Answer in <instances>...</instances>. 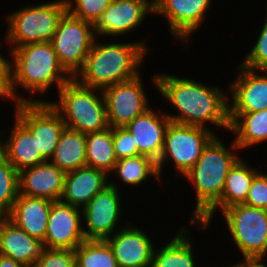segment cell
I'll list each match as a JSON object with an SVG mask.
<instances>
[{
	"label": "cell",
	"mask_w": 267,
	"mask_h": 267,
	"mask_svg": "<svg viewBox=\"0 0 267 267\" xmlns=\"http://www.w3.org/2000/svg\"><path fill=\"white\" fill-rule=\"evenodd\" d=\"M153 85L169 105L178 111L167 114L172 122L210 129L206 123L229 131V96L215 85L180 78L169 73H156ZM225 92V93H224Z\"/></svg>",
	"instance_id": "cell-1"
},
{
	"label": "cell",
	"mask_w": 267,
	"mask_h": 267,
	"mask_svg": "<svg viewBox=\"0 0 267 267\" xmlns=\"http://www.w3.org/2000/svg\"><path fill=\"white\" fill-rule=\"evenodd\" d=\"M97 39L92 44L84 66L74 77L80 84L103 90L134 79L141 73L139 68L150 51L146 41L107 44Z\"/></svg>",
	"instance_id": "cell-2"
},
{
	"label": "cell",
	"mask_w": 267,
	"mask_h": 267,
	"mask_svg": "<svg viewBox=\"0 0 267 267\" xmlns=\"http://www.w3.org/2000/svg\"><path fill=\"white\" fill-rule=\"evenodd\" d=\"M12 87L14 102H45L41 99L24 98L17 92L23 88L30 95L42 96L54 84L58 90L72 77L61 66L50 41L29 43L11 50ZM19 94V95H18Z\"/></svg>",
	"instance_id": "cell-3"
},
{
	"label": "cell",
	"mask_w": 267,
	"mask_h": 267,
	"mask_svg": "<svg viewBox=\"0 0 267 267\" xmlns=\"http://www.w3.org/2000/svg\"><path fill=\"white\" fill-rule=\"evenodd\" d=\"M222 140L215 135L204 147L198 161L185 175L196 190V204L192 210L190 223H196L221 198L226 176L241 158L237 154L240 149L234 140L229 145L231 149L226 148Z\"/></svg>",
	"instance_id": "cell-4"
},
{
	"label": "cell",
	"mask_w": 267,
	"mask_h": 267,
	"mask_svg": "<svg viewBox=\"0 0 267 267\" xmlns=\"http://www.w3.org/2000/svg\"><path fill=\"white\" fill-rule=\"evenodd\" d=\"M57 93L58 101L49 103L61 114L67 128L89 134L109 127L101 89L84 86L71 78Z\"/></svg>",
	"instance_id": "cell-5"
},
{
	"label": "cell",
	"mask_w": 267,
	"mask_h": 267,
	"mask_svg": "<svg viewBox=\"0 0 267 267\" xmlns=\"http://www.w3.org/2000/svg\"><path fill=\"white\" fill-rule=\"evenodd\" d=\"M66 12V0H52L35 6L30 4L8 14L5 20L8 29L4 41L11 45L10 56L14 48L29 43L50 41Z\"/></svg>",
	"instance_id": "cell-6"
},
{
	"label": "cell",
	"mask_w": 267,
	"mask_h": 267,
	"mask_svg": "<svg viewBox=\"0 0 267 267\" xmlns=\"http://www.w3.org/2000/svg\"><path fill=\"white\" fill-rule=\"evenodd\" d=\"M217 134L200 126L180 124L170 121L159 159L156 161L159 178L164 165L171 161L175 176H185L200 158L204 147ZM173 162V163H172ZM179 173V174H178Z\"/></svg>",
	"instance_id": "cell-7"
},
{
	"label": "cell",
	"mask_w": 267,
	"mask_h": 267,
	"mask_svg": "<svg viewBox=\"0 0 267 267\" xmlns=\"http://www.w3.org/2000/svg\"><path fill=\"white\" fill-rule=\"evenodd\" d=\"M232 241L243 258L267 254V210L235 204L222 211Z\"/></svg>",
	"instance_id": "cell-8"
},
{
	"label": "cell",
	"mask_w": 267,
	"mask_h": 267,
	"mask_svg": "<svg viewBox=\"0 0 267 267\" xmlns=\"http://www.w3.org/2000/svg\"><path fill=\"white\" fill-rule=\"evenodd\" d=\"M95 38L94 25L68 11L59 21L50 42L61 66L72 78L84 66Z\"/></svg>",
	"instance_id": "cell-9"
},
{
	"label": "cell",
	"mask_w": 267,
	"mask_h": 267,
	"mask_svg": "<svg viewBox=\"0 0 267 267\" xmlns=\"http://www.w3.org/2000/svg\"><path fill=\"white\" fill-rule=\"evenodd\" d=\"M14 110L15 118L36 139L41 156L50 161L66 127L61 114L49 101L17 103Z\"/></svg>",
	"instance_id": "cell-10"
},
{
	"label": "cell",
	"mask_w": 267,
	"mask_h": 267,
	"mask_svg": "<svg viewBox=\"0 0 267 267\" xmlns=\"http://www.w3.org/2000/svg\"><path fill=\"white\" fill-rule=\"evenodd\" d=\"M109 180V185L98 192L83 208V233L86 240H106L119 229L121 196L116 183Z\"/></svg>",
	"instance_id": "cell-11"
},
{
	"label": "cell",
	"mask_w": 267,
	"mask_h": 267,
	"mask_svg": "<svg viewBox=\"0 0 267 267\" xmlns=\"http://www.w3.org/2000/svg\"><path fill=\"white\" fill-rule=\"evenodd\" d=\"M141 77L139 74L134 79L116 83L102 90L109 127H125L151 108Z\"/></svg>",
	"instance_id": "cell-12"
},
{
	"label": "cell",
	"mask_w": 267,
	"mask_h": 267,
	"mask_svg": "<svg viewBox=\"0 0 267 267\" xmlns=\"http://www.w3.org/2000/svg\"><path fill=\"white\" fill-rule=\"evenodd\" d=\"M155 0H112L94 25L96 38H117L138 29L147 15L154 13ZM112 36V37H111Z\"/></svg>",
	"instance_id": "cell-13"
},
{
	"label": "cell",
	"mask_w": 267,
	"mask_h": 267,
	"mask_svg": "<svg viewBox=\"0 0 267 267\" xmlns=\"http://www.w3.org/2000/svg\"><path fill=\"white\" fill-rule=\"evenodd\" d=\"M212 0H155L154 15H163L169 32L183 44L197 31L207 17Z\"/></svg>",
	"instance_id": "cell-14"
},
{
	"label": "cell",
	"mask_w": 267,
	"mask_h": 267,
	"mask_svg": "<svg viewBox=\"0 0 267 267\" xmlns=\"http://www.w3.org/2000/svg\"><path fill=\"white\" fill-rule=\"evenodd\" d=\"M82 208L53 201L44 238L46 249L75 250L85 239Z\"/></svg>",
	"instance_id": "cell-15"
},
{
	"label": "cell",
	"mask_w": 267,
	"mask_h": 267,
	"mask_svg": "<svg viewBox=\"0 0 267 267\" xmlns=\"http://www.w3.org/2000/svg\"><path fill=\"white\" fill-rule=\"evenodd\" d=\"M237 66L238 75L227 89L230 93L228 95H231L229 113H251L267 109V71L258 73V70L240 64Z\"/></svg>",
	"instance_id": "cell-16"
},
{
	"label": "cell",
	"mask_w": 267,
	"mask_h": 267,
	"mask_svg": "<svg viewBox=\"0 0 267 267\" xmlns=\"http://www.w3.org/2000/svg\"><path fill=\"white\" fill-rule=\"evenodd\" d=\"M106 239L112 248L119 267H151L155 250L152 243L141 228L134 226L131 222L123 226Z\"/></svg>",
	"instance_id": "cell-17"
},
{
	"label": "cell",
	"mask_w": 267,
	"mask_h": 267,
	"mask_svg": "<svg viewBox=\"0 0 267 267\" xmlns=\"http://www.w3.org/2000/svg\"><path fill=\"white\" fill-rule=\"evenodd\" d=\"M66 173L58 166L45 161L19 172V194L30 197L60 200Z\"/></svg>",
	"instance_id": "cell-18"
},
{
	"label": "cell",
	"mask_w": 267,
	"mask_h": 267,
	"mask_svg": "<svg viewBox=\"0 0 267 267\" xmlns=\"http://www.w3.org/2000/svg\"><path fill=\"white\" fill-rule=\"evenodd\" d=\"M260 172L247 164L243 158L239 159L230 169L226 176L225 185L221 198L196 222L191 224L198 228L207 229L213 220V216L218 211L235 205L243 204L248 196V192L254 177Z\"/></svg>",
	"instance_id": "cell-19"
},
{
	"label": "cell",
	"mask_w": 267,
	"mask_h": 267,
	"mask_svg": "<svg viewBox=\"0 0 267 267\" xmlns=\"http://www.w3.org/2000/svg\"><path fill=\"white\" fill-rule=\"evenodd\" d=\"M170 121L167 113H157L150 108L137 116L125 128L134 137L138 152L151 157L156 162L161 155Z\"/></svg>",
	"instance_id": "cell-20"
},
{
	"label": "cell",
	"mask_w": 267,
	"mask_h": 267,
	"mask_svg": "<svg viewBox=\"0 0 267 267\" xmlns=\"http://www.w3.org/2000/svg\"><path fill=\"white\" fill-rule=\"evenodd\" d=\"M45 249L43 241L30 237L6 216L0 217L1 255L13 258L27 267H33Z\"/></svg>",
	"instance_id": "cell-21"
},
{
	"label": "cell",
	"mask_w": 267,
	"mask_h": 267,
	"mask_svg": "<svg viewBox=\"0 0 267 267\" xmlns=\"http://www.w3.org/2000/svg\"><path fill=\"white\" fill-rule=\"evenodd\" d=\"M109 185L108 174L100 169L81 167L67 172L61 201L83 208L98 192Z\"/></svg>",
	"instance_id": "cell-22"
},
{
	"label": "cell",
	"mask_w": 267,
	"mask_h": 267,
	"mask_svg": "<svg viewBox=\"0 0 267 267\" xmlns=\"http://www.w3.org/2000/svg\"><path fill=\"white\" fill-rule=\"evenodd\" d=\"M52 203L50 199L18 195L6 217L30 237L44 242Z\"/></svg>",
	"instance_id": "cell-23"
},
{
	"label": "cell",
	"mask_w": 267,
	"mask_h": 267,
	"mask_svg": "<svg viewBox=\"0 0 267 267\" xmlns=\"http://www.w3.org/2000/svg\"><path fill=\"white\" fill-rule=\"evenodd\" d=\"M14 124L10 136L5 141L2 138L4 131L0 132V151L5 155L13 167L20 172L26 168L36 166L46 160L37 150L36 139L14 117Z\"/></svg>",
	"instance_id": "cell-24"
},
{
	"label": "cell",
	"mask_w": 267,
	"mask_h": 267,
	"mask_svg": "<svg viewBox=\"0 0 267 267\" xmlns=\"http://www.w3.org/2000/svg\"><path fill=\"white\" fill-rule=\"evenodd\" d=\"M229 122V131L235 133L234 142L240 150L267 142V109L251 113H229Z\"/></svg>",
	"instance_id": "cell-25"
},
{
	"label": "cell",
	"mask_w": 267,
	"mask_h": 267,
	"mask_svg": "<svg viewBox=\"0 0 267 267\" xmlns=\"http://www.w3.org/2000/svg\"><path fill=\"white\" fill-rule=\"evenodd\" d=\"M188 229L182 227L160 249L155 247L151 267H196ZM187 231V232H186ZM196 265V266H195Z\"/></svg>",
	"instance_id": "cell-26"
},
{
	"label": "cell",
	"mask_w": 267,
	"mask_h": 267,
	"mask_svg": "<svg viewBox=\"0 0 267 267\" xmlns=\"http://www.w3.org/2000/svg\"><path fill=\"white\" fill-rule=\"evenodd\" d=\"M50 162L65 173L85 167L86 134L65 127Z\"/></svg>",
	"instance_id": "cell-27"
},
{
	"label": "cell",
	"mask_w": 267,
	"mask_h": 267,
	"mask_svg": "<svg viewBox=\"0 0 267 267\" xmlns=\"http://www.w3.org/2000/svg\"><path fill=\"white\" fill-rule=\"evenodd\" d=\"M117 161L111 127L86 134V166L103 170L109 175Z\"/></svg>",
	"instance_id": "cell-28"
},
{
	"label": "cell",
	"mask_w": 267,
	"mask_h": 267,
	"mask_svg": "<svg viewBox=\"0 0 267 267\" xmlns=\"http://www.w3.org/2000/svg\"><path fill=\"white\" fill-rule=\"evenodd\" d=\"M115 174L124 185L139 186L144 184L146 179L154 177L160 181L156 162L146 155H137L119 159L114 165L109 176ZM150 175V176H149ZM149 177V178H148Z\"/></svg>",
	"instance_id": "cell-29"
},
{
	"label": "cell",
	"mask_w": 267,
	"mask_h": 267,
	"mask_svg": "<svg viewBox=\"0 0 267 267\" xmlns=\"http://www.w3.org/2000/svg\"><path fill=\"white\" fill-rule=\"evenodd\" d=\"M76 267H119L106 240H84L75 249Z\"/></svg>",
	"instance_id": "cell-30"
},
{
	"label": "cell",
	"mask_w": 267,
	"mask_h": 267,
	"mask_svg": "<svg viewBox=\"0 0 267 267\" xmlns=\"http://www.w3.org/2000/svg\"><path fill=\"white\" fill-rule=\"evenodd\" d=\"M19 172L0 151V217H5L19 194Z\"/></svg>",
	"instance_id": "cell-31"
},
{
	"label": "cell",
	"mask_w": 267,
	"mask_h": 267,
	"mask_svg": "<svg viewBox=\"0 0 267 267\" xmlns=\"http://www.w3.org/2000/svg\"><path fill=\"white\" fill-rule=\"evenodd\" d=\"M66 3L72 16L95 25L112 0H66Z\"/></svg>",
	"instance_id": "cell-32"
},
{
	"label": "cell",
	"mask_w": 267,
	"mask_h": 267,
	"mask_svg": "<svg viewBox=\"0 0 267 267\" xmlns=\"http://www.w3.org/2000/svg\"><path fill=\"white\" fill-rule=\"evenodd\" d=\"M240 65L251 70L267 71V11L259 37Z\"/></svg>",
	"instance_id": "cell-33"
},
{
	"label": "cell",
	"mask_w": 267,
	"mask_h": 267,
	"mask_svg": "<svg viewBox=\"0 0 267 267\" xmlns=\"http://www.w3.org/2000/svg\"><path fill=\"white\" fill-rule=\"evenodd\" d=\"M33 267H76L75 250L45 249Z\"/></svg>",
	"instance_id": "cell-34"
},
{
	"label": "cell",
	"mask_w": 267,
	"mask_h": 267,
	"mask_svg": "<svg viewBox=\"0 0 267 267\" xmlns=\"http://www.w3.org/2000/svg\"><path fill=\"white\" fill-rule=\"evenodd\" d=\"M112 138L115 155L118 160L141 155L138 152L134 137L125 127L112 128Z\"/></svg>",
	"instance_id": "cell-35"
},
{
	"label": "cell",
	"mask_w": 267,
	"mask_h": 267,
	"mask_svg": "<svg viewBox=\"0 0 267 267\" xmlns=\"http://www.w3.org/2000/svg\"><path fill=\"white\" fill-rule=\"evenodd\" d=\"M250 207L267 210V174L259 172L253 179L248 196L243 203Z\"/></svg>",
	"instance_id": "cell-36"
},
{
	"label": "cell",
	"mask_w": 267,
	"mask_h": 267,
	"mask_svg": "<svg viewBox=\"0 0 267 267\" xmlns=\"http://www.w3.org/2000/svg\"><path fill=\"white\" fill-rule=\"evenodd\" d=\"M0 53V99L14 100L12 87V61Z\"/></svg>",
	"instance_id": "cell-37"
},
{
	"label": "cell",
	"mask_w": 267,
	"mask_h": 267,
	"mask_svg": "<svg viewBox=\"0 0 267 267\" xmlns=\"http://www.w3.org/2000/svg\"><path fill=\"white\" fill-rule=\"evenodd\" d=\"M263 261L264 258H243L237 264H233L229 267H267Z\"/></svg>",
	"instance_id": "cell-38"
},
{
	"label": "cell",
	"mask_w": 267,
	"mask_h": 267,
	"mask_svg": "<svg viewBox=\"0 0 267 267\" xmlns=\"http://www.w3.org/2000/svg\"><path fill=\"white\" fill-rule=\"evenodd\" d=\"M0 267H27L21 262L15 261L13 258L0 254Z\"/></svg>",
	"instance_id": "cell-39"
}]
</instances>
